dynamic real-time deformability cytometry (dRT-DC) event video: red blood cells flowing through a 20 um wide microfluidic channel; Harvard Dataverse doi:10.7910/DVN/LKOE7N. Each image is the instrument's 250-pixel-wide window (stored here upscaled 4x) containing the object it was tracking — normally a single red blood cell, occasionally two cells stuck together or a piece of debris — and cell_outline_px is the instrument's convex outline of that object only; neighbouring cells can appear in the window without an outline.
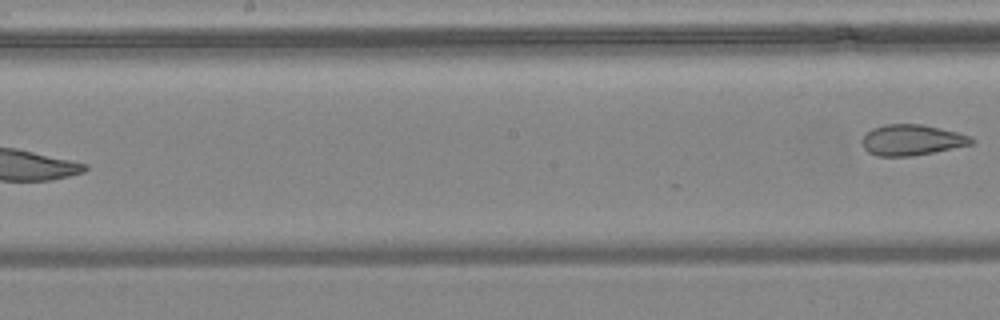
{"species": "common noctule bat (a hibernating species)", "species_latin": "Nyctalus noctula", "temperature_condition": "warm", "stored_images_in_passage": 8, "segment_of_instrument_passage": [2, 2], "camera_frame_rate_fps": 3000, "um_per_image_px": 0.085, "animal": {"sex": "female", "body_mass_g": 24.6, "forearm_length_mm": 56.2}, "frame": {"image": 1, "passage_image": 8, "time_ms": 2.333, "image_size_px": [1000, 320], "cell_outline_px": [[976, 140], [972, 144], [912, 156], [880, 156], [868, 152], [864, 148], [860, 140], [872, 128], [884, 124], [920, 124], [940, 128], [972, 136]], "centroid_in_image_um": [77.49, 11.89], "position_along_channel_um": 170.7, "area_um2": 19.54}}